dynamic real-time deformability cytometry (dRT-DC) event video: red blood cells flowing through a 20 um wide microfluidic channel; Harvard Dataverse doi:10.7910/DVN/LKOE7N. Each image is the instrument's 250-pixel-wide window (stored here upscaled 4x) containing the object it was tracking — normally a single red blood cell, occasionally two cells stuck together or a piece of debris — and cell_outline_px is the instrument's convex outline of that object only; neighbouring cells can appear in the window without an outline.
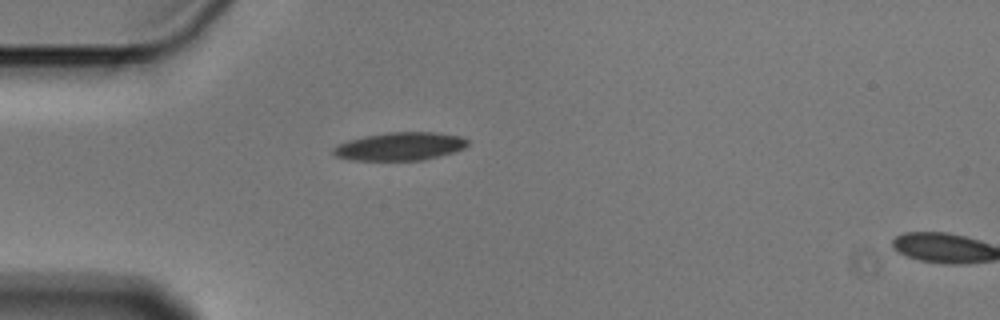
{"species": "Egyptian fruit bat (a non-hibernating species)", "species_latin": "Rousettus aegyptiacus", "temperature_condition": "cold", "stored_images_in_passage": 2, "segment_of_instrument_passage": [1, 2], "camera_frame_rate_fps": 3000, "um_per_image_px": 0.085, "animal": {"sex": "male"}, "frame": {"image": 1, "passage_image": 1, "time_ms": 0.0, "image_size_px": [1000, 320], "cell_outline_px": [[468, 144], [464, 148], [456, 152], [424, 160], [348, 160], [336, 156], [332, 152], [332, 148], [348, 140], [364, 136], [388, 132], [436, 132], [460, 136], [468, 140]], "centroid_in_image_um": [34.01, 12.44], "position_along_channel_um": 51.0, "area_um2": 22.14}}